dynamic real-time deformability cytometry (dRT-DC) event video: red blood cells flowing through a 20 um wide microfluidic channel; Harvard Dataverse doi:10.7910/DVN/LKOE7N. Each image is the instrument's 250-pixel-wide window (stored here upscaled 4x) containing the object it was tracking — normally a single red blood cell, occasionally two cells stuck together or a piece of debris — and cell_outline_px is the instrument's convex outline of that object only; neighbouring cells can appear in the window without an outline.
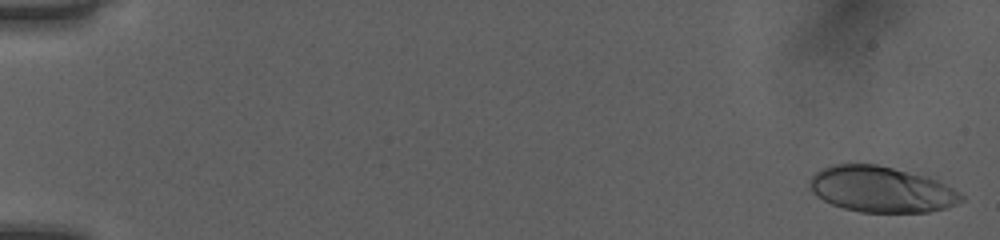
{"species": "human", "species_latin": "Homo sapiens", "temperature_condition": "room temperature", "stored_images_in_passage": 51, "camera_frame_rate_fps": 3000, "um_per_image_px": 0.085, "donor": {"sex": "female"}, "frame": {"image": 1, "passage_image": 1, "time_ms": 0.0, "image_size_px": [1000, 240], "cell_outline_px": [[964, 200], [956, 204], [944, 208], [928, 212], [860, 212], [844, 208], [832, 204], [816, 196], [812, 192], [808, 184], [812, 176], [816, 172], [832, 164], [876, 164], [928, 176], [940, 180], [960, 192], [964, 196]], "centroid_in_image_um": [74.94, 16.09], "position_along_channel_um": 10.1, "area_um2": 40.69}}
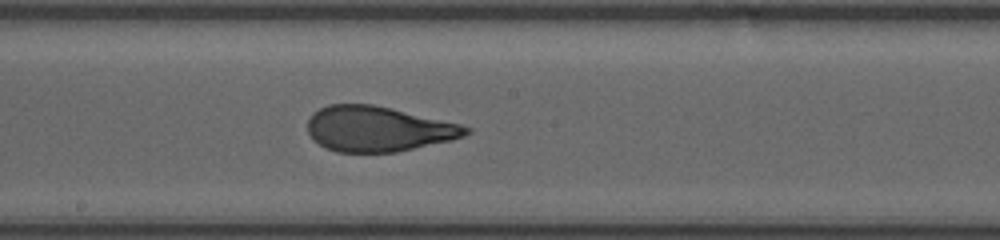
{"frame": {"image": 2, "passage_image": 29, "time_ms": 9.333, "image_size_px": [1000, 240], "cell_outline_px": [[472, 132], [464, 136], [452, 140], [396, 152], [336, 152], [324, 148], [308, 132], [308, 120], [312, 112], [328, 104], [372, 104], [392, 108], [460, 124], [472, 128]], "centroid_in_image_um": [32.15, 10.95], "position_along_channel_um": 216.1, "area_um2": 41.73}}
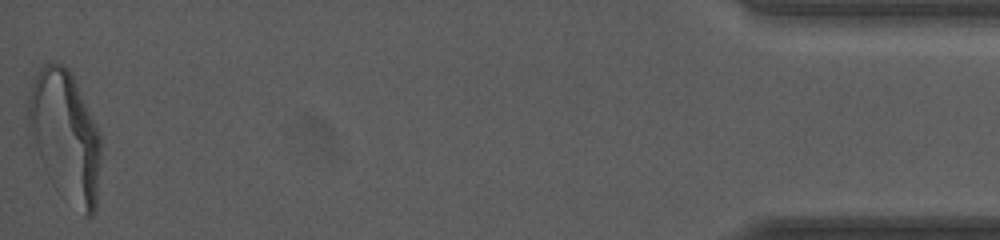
{"frame": {"image": 3, "passage_image": 51, "time_ms": 16.667, "image_size_px": [1000, 240], "cell_outline_px": [[100, 160], [96, 208], [92, 216], [84, 216], [40, 156], [28, 136], [28, 92], [40, 64], [48, 60], [56, 60], [64, 64], [68, 68], [100, 132]], "centroid_in_image_um": [5.54, 11.34], "position_along_channel_um": 429.7, "area_um2": 53.29}, "authors_computed_cell_mechanics": {"area_um2": 42.0784, "velocity_mm_per_s": 4.0615, "shape_relaxation_time_tau1_ms": 4.8519, "shape_relaxation_time_tau2_ms": 0.7499, "deformation_change_tau1": 0.2358, "deformation_change_tau2": 0.0868}}